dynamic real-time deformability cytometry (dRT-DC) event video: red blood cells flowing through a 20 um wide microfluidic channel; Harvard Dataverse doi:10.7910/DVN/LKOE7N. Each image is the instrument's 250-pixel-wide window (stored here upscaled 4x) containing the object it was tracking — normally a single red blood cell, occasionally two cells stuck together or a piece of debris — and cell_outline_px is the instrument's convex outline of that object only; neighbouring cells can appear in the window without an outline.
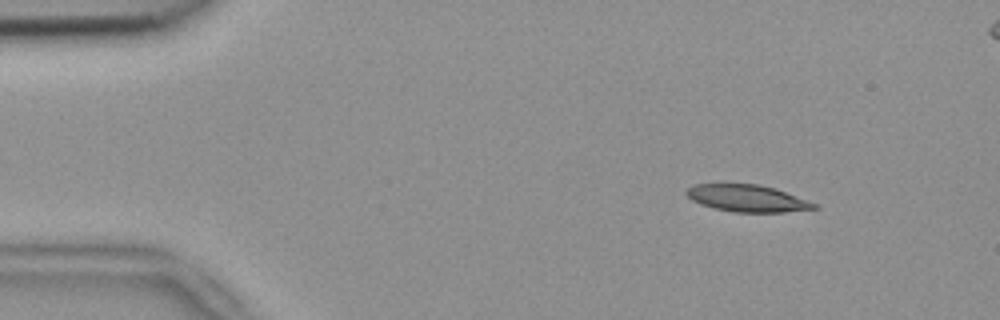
{"species": "common noctule bat (a hibernating species)", "species_latin": "Nyctalus noctula", "temperature_condition": "room temperature", "stored_images_in_passage": 54, "segment_of_instrument_passage": [1, 2], "camera_frame_rate_fps": 3000, "um_per_image_px": 0.085, "animal": {"sex": "female", "body_mass_g": 18.4}, "frame": {"image": 1, "passage_image": 6, "time_ms": 1.667, "image_size_px": [1000, 320], "cell_outline_px": [[820, 208], [784, 212], [736, 212], [712, 208], [700, 204], [692, 200], [684, 192], [692, 184], [724, 180], [760, 184], [776, 188], [820, 204]], "centroid_in_image_um": [63.48, 16.79], "position_along_channel_um": 21.5, "area_um2": 21.33}}
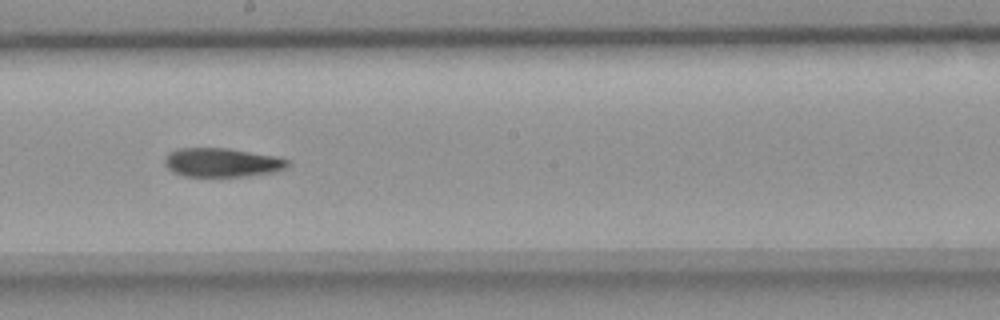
{"frame": {"image": 2, "passage_image": 29, "time_ms": 9.333, "image_size_px": [1000, 320], "cell_outline_px": [[292, 164], [276, 172], [244, 176], [184, 176], [172, 172], [164, 164], [164, 160], [168, 152], [176, 148], [228, 148], [276, 156], [292, 160]], "centroid_in_image_um": [18.89, 13.8], "position_along_channel_um": 229.3, "area_um2": 20.98}}
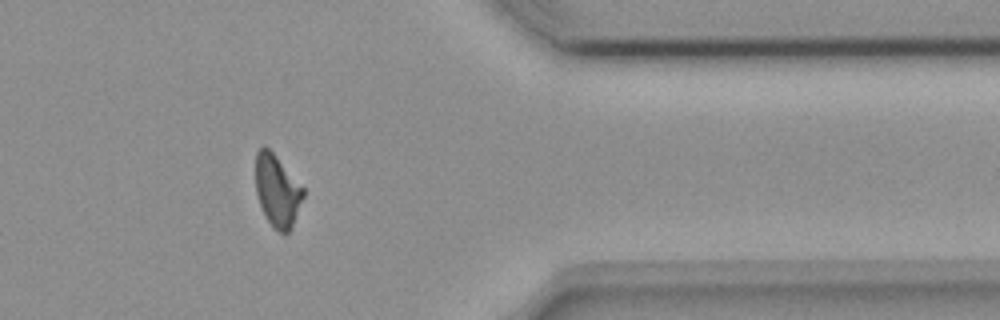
{"frame": {"image": 3, "passage_image": 43, "time_ms": 14.0, "image_size_px": [1000, 320], "cell_outline_px": [[304, 196], [292, 224], [288, 232], [284, 236], [272, 228], [260, 204], [256, 192], [256, 152], [264, 144], [276, 156], [304, 188]], "centroid_in_image_um": [23.56, 16.22], "position_along_channel_um": 387.8, "area_um2": 19.77}}